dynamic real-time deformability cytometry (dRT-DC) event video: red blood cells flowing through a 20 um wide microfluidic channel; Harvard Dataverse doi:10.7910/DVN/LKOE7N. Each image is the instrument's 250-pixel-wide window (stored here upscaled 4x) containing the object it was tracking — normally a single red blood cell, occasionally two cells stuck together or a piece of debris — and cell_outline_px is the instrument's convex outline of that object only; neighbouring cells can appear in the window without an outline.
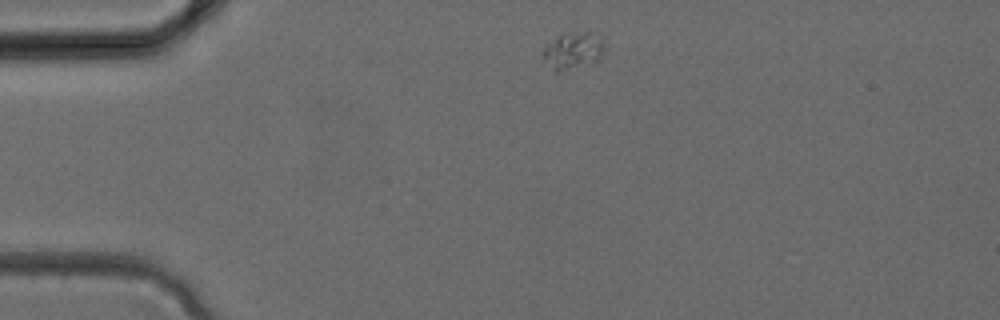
{"species": "common noctule bat (a hibernating species)", "species_latin": "Nyctalus noctula", "temperature_condition": "cold", "stored_images_in_passage": 29, "camera_frame_rate_fps": 3000, "um_per_image_px": 0.085, "animal": {"sex": "female", "body_mass_g": 24.6, "forearm_length_mm": 56.2}, "frame": {"image": 1, "passage_image": 1, "time_ms": 0.0, "image_size_px": [1000, 320], "cell_outline_px": [[604, 48], [600, 60], [560, 72], [556, 72], [544, 56], [544, 48], [548, 44], [560, 36], [568, 32], [600, 32], [604, 44]], "centroid_in_image_um": [48.81, 4.27], "position_along_channel_um": 36.2, "area_um2": 13.01}}